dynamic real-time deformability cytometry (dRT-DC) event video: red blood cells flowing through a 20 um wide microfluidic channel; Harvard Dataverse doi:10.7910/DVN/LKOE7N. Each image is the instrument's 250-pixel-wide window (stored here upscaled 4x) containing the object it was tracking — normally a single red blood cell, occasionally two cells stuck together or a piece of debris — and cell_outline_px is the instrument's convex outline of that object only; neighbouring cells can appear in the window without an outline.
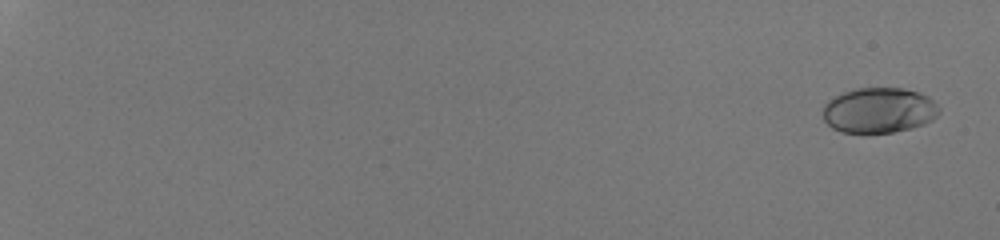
{"species": "human", "species_latin": "Homo sapiens", "temperature_condition": "room temperature", "stored_images_in_passage": 56, "camera_frame_rate_fps": 3000, "um_per_image_px": 0.085, "donor": {"sex": "male"}, "frame": {"image": 1, "passage_image": 3, "time_ms": 0.667, "image_size_px": [1000, 240], "cell_outline_px": [[940, 112], [932, 120], [924, 124], [912, 128], [892, 132], [840, 132], [832, 128], [824, 120], [824, 104], [828, 100], [844, 92], [856, 88], [904, 88], [920, 92], [928, 96], [940, 108]], "centroid_in_image_um": [74.73, 9.37], "position_along_channel_um": 10.3, "area_um2": 30.69}}
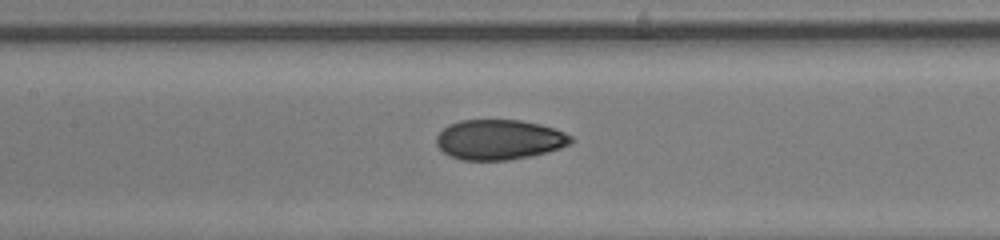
{"frame": {"image": 2, "passage_image": 33, "time_ms": 10.667, "image_size_px": [1000, 240], "cell_outline_px": [[572, 140], [568, 144], [560, 148], [532, 156], [508, 160], [460, 160], [444, 152], [436, 144], [436, 136], [448, 124], [460, 120], [520, 120], [540, 124], [564, 132], [572, 136]], "centroid_in_image_um": [42.41, 11.87], "position_along_channel_um": 165.0, "area_um2": 31.33}}
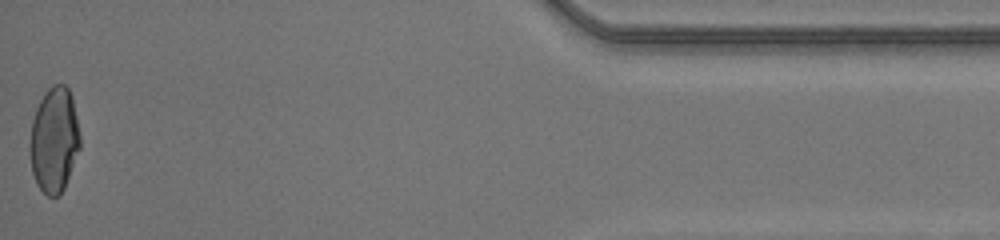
{"frame": {"image": 3, "passage_image": 56, "time_ms": 18.333, "image_size_px": [1000, 240], "cell_outline_px": [[80, 148], [64, 188], [60, 196], [48, 196], [36, 184], [32, 172], [28, 152], [28, 144], [32, 120], [36, 108], [44, 92], [52, 84], [64, 84], [68, 88], [72, 96], [80, 136]], "centroid_in_image_um": [4.58, 11.89], "position_along_channel_um": 430.6, "area_um2": 31.15}, "authors_computed_cell_mechanics": {"area_um2": 30.8074, "velocity_mm_per_s": 4.2266, "shape_relaxation_time_tau1_ms": null, "shape_relaxation_time_tau2_ms": 0.8787, "deformation_change_tau1": null, "deformation_change_tau2": 0.0517}}